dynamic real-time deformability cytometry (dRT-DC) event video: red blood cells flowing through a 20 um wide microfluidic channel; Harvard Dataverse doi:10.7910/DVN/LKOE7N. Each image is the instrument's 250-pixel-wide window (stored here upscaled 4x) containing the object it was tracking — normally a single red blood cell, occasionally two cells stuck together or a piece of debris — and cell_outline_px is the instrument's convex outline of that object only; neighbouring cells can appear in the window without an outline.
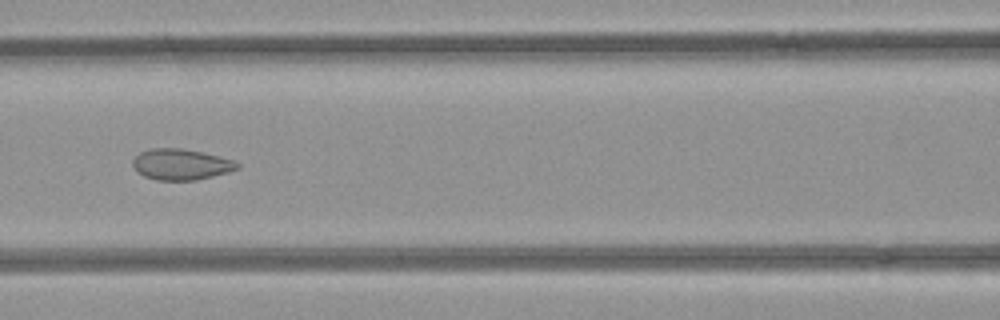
{"species": "common noctule bat (a hibernating species)", "species_latin": "Nyctalus noctula", "temperature_condition": "room temperature", "stored_images_in_passage": 6, "camera_frame_rate_fps": 3000, "um_per_image_px": 0.085, "animal": {"sex": "female", "body_mass_g": 21.9}, "frame": {"image": 1, "passage_image": 6, "time_ms": 1.667, "image_size_px": [1000, 320], "cell_outline_px": [[240, 168], [228, 172], [196, 180], [156, 180], [144, 176], [136, 172], [132, 164], [132, 160], [140, 152], [152, 148], [180, 148], [220, 156], [232, 160], [240, 164]], "centroid_in_image_um": [15.36, 13.98], "position_along_channel_um": 151.2, "area_um2": 18.84}}